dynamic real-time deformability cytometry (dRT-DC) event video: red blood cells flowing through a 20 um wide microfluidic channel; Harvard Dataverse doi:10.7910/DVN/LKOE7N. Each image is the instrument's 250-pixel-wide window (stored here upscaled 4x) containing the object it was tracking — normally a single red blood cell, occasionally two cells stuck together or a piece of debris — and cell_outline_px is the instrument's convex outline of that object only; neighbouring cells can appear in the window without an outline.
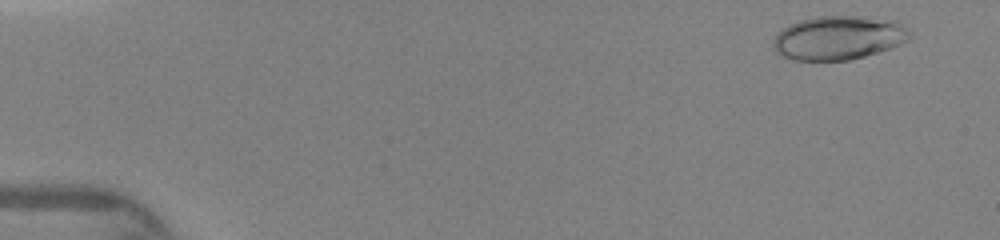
{"species": "human", "species_latin": "Homo sapiens", "temperature_condition": "warm", "stored_images_in_passage": 16, "camera_frame_rate_fps": 3000, "um_per_image_px": 0.085, "donor": {"sex": "female"}, "frame": {"image": 1, "passage_image": 3, "time_ms": 0.667, "image_size_px": [1000, 240], "cell_outline_px": [[912, 36], [908, 40], [892, 48], [864, 56], [848, 60], [792, 60], [780, 56], [772, 48], [772, 40], [776, 32], [800, 20], [816, 16], [856, 16], [896, 20]], "centroid_in_image_um": [71.22, 3.22], "position_along_channel_um": 13.8, "area_um2": 35.03}}